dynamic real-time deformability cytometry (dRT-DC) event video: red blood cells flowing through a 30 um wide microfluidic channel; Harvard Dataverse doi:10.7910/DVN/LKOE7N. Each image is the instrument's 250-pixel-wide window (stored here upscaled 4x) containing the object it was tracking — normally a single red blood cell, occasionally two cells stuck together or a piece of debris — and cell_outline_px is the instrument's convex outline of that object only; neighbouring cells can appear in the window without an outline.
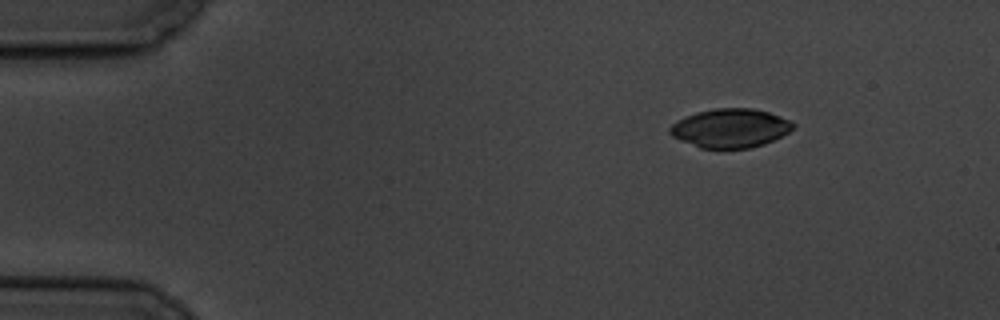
{"species": "common noctule bat (a hibernating species)", "species_latin": "Nyctalus noctula", "temperature_condition": "cold", "stored_images_in_passage": 5, "camera_frame_rate_fps": 3000, "um_per_image_px": 0.085, "animal": {"sex": "male", "body_mass_g": 19.5, "forearm_length_mm": 54.6}, "frame": {"image": 1, "passage_image": 1, "time_ms": 0.0, "image_size_px": [1000, 320], "cell_outline_px": [[796, 124], [788, 132], [764, 144], [748, 148], [700, 148], [680, 140], [672, 136], [668, 132], [668, 128], [676, 120], [696, 112], [716, 108], [752, 108], [768, 112], [780, 116]], "centroid_in_image_um": [62.03, 10.89], "position_along_channel_um": 23.0, "area_um2": 27.8}}
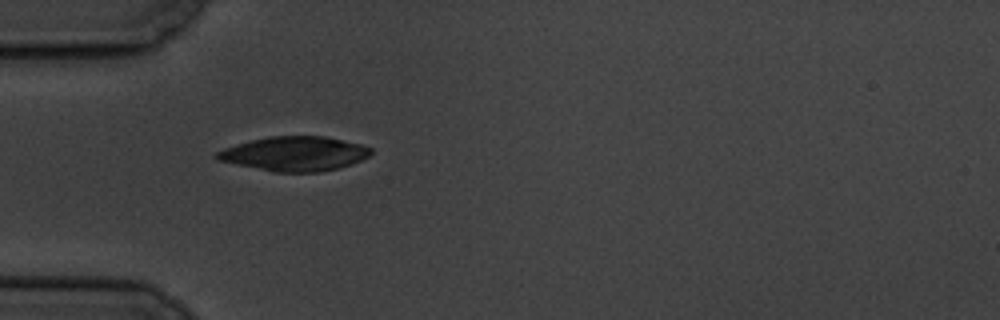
{"frame": {"image": 2, "passage_image": 4, "time_ms": 3.333, "image_size_px": [1000, 320], "cell_outline_px": [[372, 152], [368, 156], [352, 164], [340, 168], [320, 172], [276, 172], [216, 160], [212, 156], [216, 152], [224, 148], [236, 144], [268, 136], [324, 136], [360, 144], [372, 148]], "centroid_in_image_um": [25.02, 13.07], "position_along_channel_um": 60.0, "area_um2": 30.87}}